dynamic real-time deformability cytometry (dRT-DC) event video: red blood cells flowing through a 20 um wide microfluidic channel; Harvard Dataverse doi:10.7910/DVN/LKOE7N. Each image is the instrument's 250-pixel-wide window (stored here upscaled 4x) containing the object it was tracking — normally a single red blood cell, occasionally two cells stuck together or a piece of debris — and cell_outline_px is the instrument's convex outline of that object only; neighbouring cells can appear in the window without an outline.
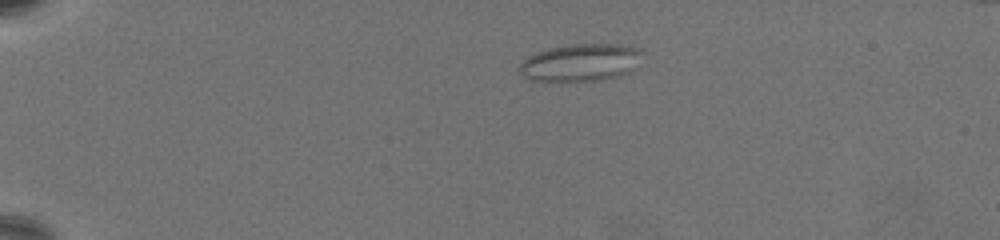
{"species": "common noctule bat (a hibernating species)", "species_latin": "Nyctalus noctula", "temperature_condition": "warm", "stored_images_in_passage": 52, "camera_frame_rate_fps": 3000, "um_per_image_px": 0.085, "animal": {"sex": "female", "body_mass_g": 19.5, "forearm_length_mm": 54.1}, "frame": {"image": 1, "passage_image": 1, "time_ms": 0.0, "image_size_px": [1000, 240], "cell_outline_px": [[644, 52], [632, 68], [628, 72], [620, 76], [600, 80], [532, 80], [524, 76], [520, 72], [520, 64], [528, 56], [536, 52], [548, 48], [568, 44], [628, 44], [640, 48]], "centroid_in_image_um": [49.38, 5.28], "position_along_channel_um": 35.6, "area_um2": 26.65}}
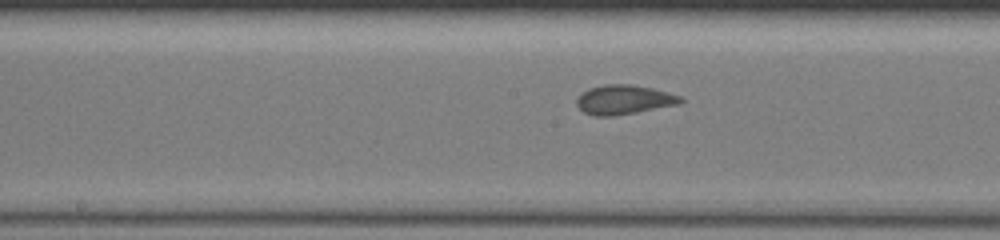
{"frame": {"image": 2, "passage_image": 23, "time_ms": 7.333, "image_size_px": [1000, 240], "cell_outline_px": [[684, 100], [680, 104], [636, 112], [612, 116], [592, 116], [584, 112], [576, 104], [576, 100], [588, 88], [604, 84], [632, 84], [652, 88], [668, 92], [680, 96]], "centroid_in_image_um": [53.04, 8.47], "position_along_channel_um": 195.2, "area_um2": 17.74}}
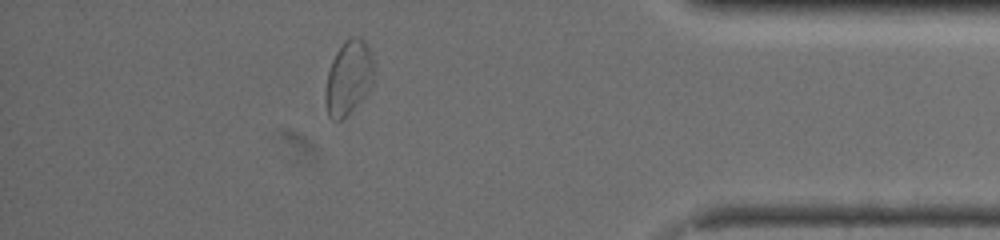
{"frame": {"image": 3, "passage_image": 45, "time_ms": 14.667, "image_size_px": [1000, 240], "cell_outline_px": [[376, 72], [372, 84], [368, 92], [340, 120], [332, 120], [328, 116], [324, 100], [324, 92], [328, 72], [332, 60], [336, 52], [344, 40], [352, 36], [356, 36], [364, 40], [368, 44], [376, 64]], "centroid_in_image_um": [29.65, 6.55], "position_along_channel_um": 405.5, "area_um2": 21.39}, "authors_computed_cell_mechanics": {"area_um2": 18.1781, "velocity_mm_per_s": 3.2545, "shape_relaxation_time_tau1_ms": null, "shape_relaxation_time_tau2_ms": 0.7959, "deformation_change_tau1": null, "deformation_change_tau2": 0.0647}}